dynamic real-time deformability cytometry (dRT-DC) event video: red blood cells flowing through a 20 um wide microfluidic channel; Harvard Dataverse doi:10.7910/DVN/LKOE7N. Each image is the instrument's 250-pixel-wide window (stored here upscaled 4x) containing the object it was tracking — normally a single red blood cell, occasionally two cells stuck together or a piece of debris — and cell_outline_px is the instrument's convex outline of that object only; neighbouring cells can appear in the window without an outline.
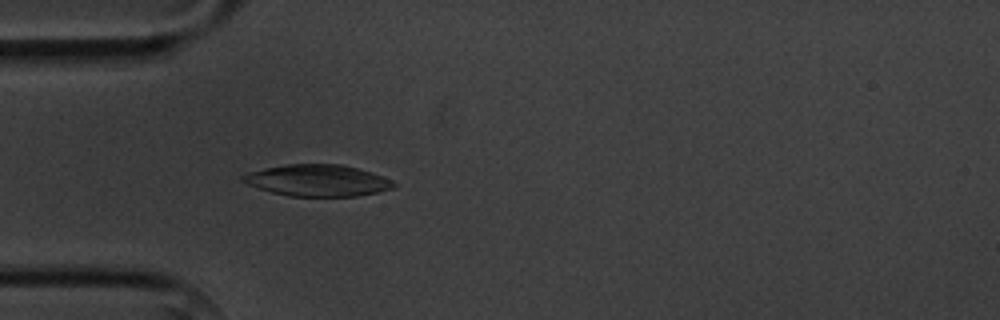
{"species": "common noctule bat (a hibernating species)", "species_latin": "Nyctalus noctula", "temperature_condition": "cold", "stored_images_in_passage": 4, "camera_frame_rate_fps": 3000, "um_per_image_px": 0.085, "animal": {"sex": "male", "body_mass_g": 20.1, "forearm_length_mm": 53.5}, "frame": {"image": 1, "passage_image": 4, "time_ms": 4.333, "image_size_px": [1000, 320], "cell_outline_px": [[396, 188], [356, 196], [288, 196], [272, 192], [248, 184], [240, 180], [240, 176], [248, 172], [264, 168], [284, 164], [340, 164], [356, 168], [392, 180], [396, 184]], "centroid_in_image_um": [26.96, 15.33], "position_along_channel_um": 58.0, "area_um2": 27.57}}